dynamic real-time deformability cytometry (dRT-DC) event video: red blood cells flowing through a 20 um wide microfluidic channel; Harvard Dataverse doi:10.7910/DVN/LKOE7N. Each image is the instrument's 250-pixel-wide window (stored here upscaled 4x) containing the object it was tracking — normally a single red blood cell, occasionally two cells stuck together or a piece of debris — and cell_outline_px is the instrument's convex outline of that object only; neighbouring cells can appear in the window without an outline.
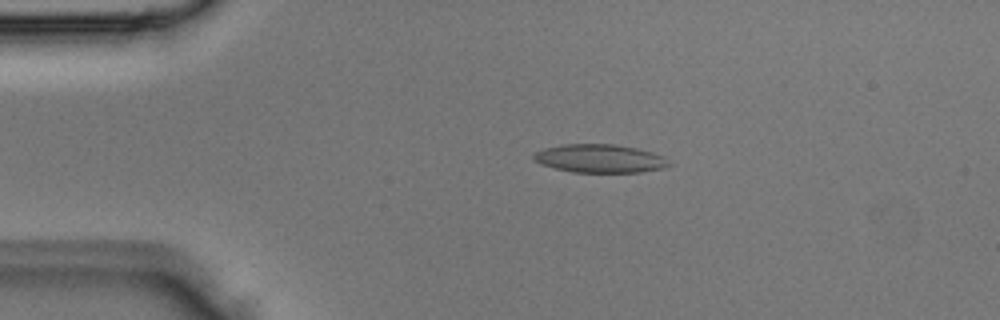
{"species": "Egyptian fruit bat (a non-hibernating species)", "species_latin": "Rousettus aegyptiacus", "temperature_condition": "room temperature", "stored_images_in_passage": 5, "segment_of_instrument_passage": [1, 2], "camera_frame_rate_fps": 3000, "um_per_image_px": 0.085, "animal": {"sex": "male"}, "frame": {"image": 1, "passage_image": 3, "time_ms": 0.667, "image_size_px": [1000, 320], "cell_outline_px": [[672, 164], [664, 168], [640, 172], [572, 172], [540, 164], [532, 160], [532, 156], [536, 152], [544, 148], [564, 144], [612, 144], [636, 148], [652, 152], [664, 156]], "centroid_in_image_um": [50.98, 13.47], "position_along_channel_um": 34.0, "area_um2": 22.37}}